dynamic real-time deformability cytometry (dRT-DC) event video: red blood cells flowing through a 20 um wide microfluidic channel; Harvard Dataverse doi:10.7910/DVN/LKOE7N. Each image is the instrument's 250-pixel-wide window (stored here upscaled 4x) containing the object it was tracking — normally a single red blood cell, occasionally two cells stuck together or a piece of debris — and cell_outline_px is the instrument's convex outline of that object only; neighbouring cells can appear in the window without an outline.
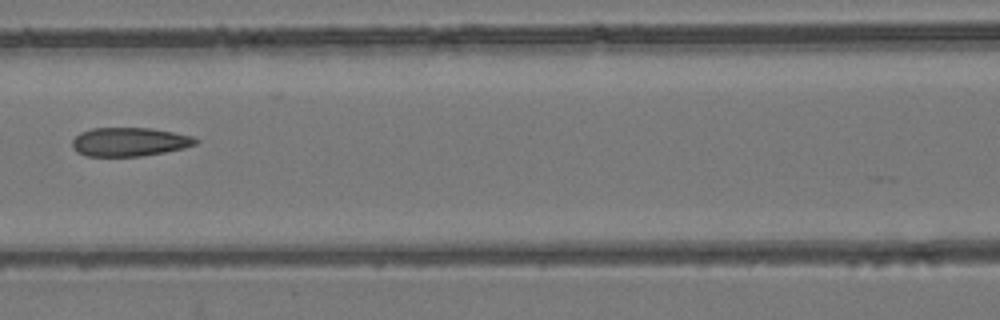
{"species": "common noctule bat (a hibernating species)", "species_latin": "Nyctalus noctula", "temperature_condition": "room temperature", "stored_images_in_passage": 7, "camera_frame_rate_fps": 3000, "um_per_image_px": 0.085, "animal": {"sex": "female", "body_mass_g": 24.6, "forearm_length_mm": 56.2}, "frame": {"image": 1, "passage_image": 6, "time_ms": 6.667, "image_size_px": [1000, 320], "cell_outline_px": [[200, 140], [196, 144], [184, 148], [164, 152], [140, 156], [88, 156], [76, 152], [72, 148], [72, 140], [80, 132], [92, 128], [152, 128], [192, 136]], "centroid_in_image_um": [10.99, 12.06], "position_along_channel_um": 155.6, "area_um2": 20.69}}
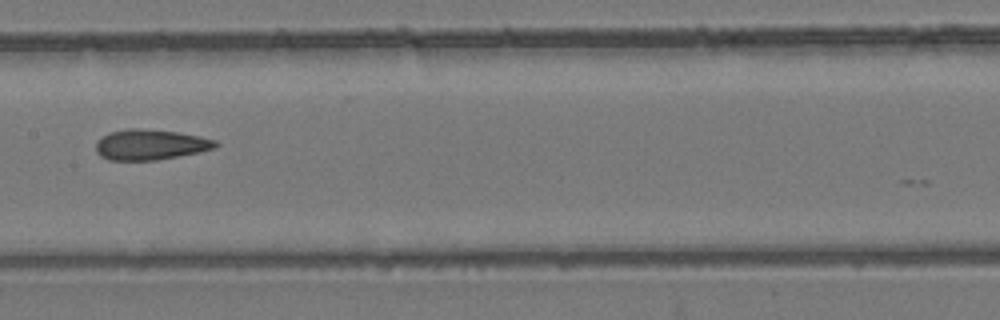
{"frame": {"image": 2, "passage_image": 7, "time_ms": 7.667, "image_size_px": [1000, 320], "cell_outline_px": [[220, 144], [216, 148], [200, 152], [156, 160], [108, 160], [100, 156], [96, 152], [96, 140], [108, 132], [128, 128], [140, 128], [176, 132], [200, 136], [216, 140]], "centroid_in_image_um": [12.77, 12.29], "position_along_channel_um": 194.6, "area_um2": 21.44}}